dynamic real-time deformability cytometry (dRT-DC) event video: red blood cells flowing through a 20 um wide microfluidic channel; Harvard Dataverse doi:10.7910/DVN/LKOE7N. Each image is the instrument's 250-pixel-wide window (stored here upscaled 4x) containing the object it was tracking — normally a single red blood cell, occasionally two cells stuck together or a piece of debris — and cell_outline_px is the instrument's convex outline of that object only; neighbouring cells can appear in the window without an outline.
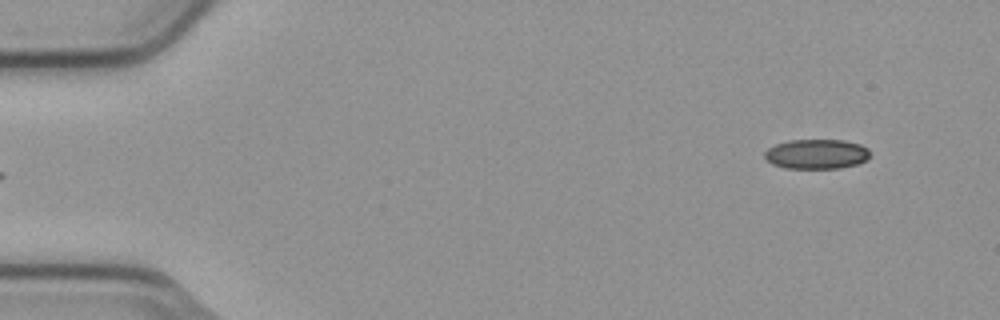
{"species": "common noctule bat (a hibernating species)", "species_latin": "Nyctalus noctula", "temperature_condition": "cold", "stored_images_in_passage": 6, "camera_frame_rate_fps": 3000, "um_per_image_px": 0.085, "animal": {"sex": "male", "body_mass_g": 23.1, "forearm_length_mm": 52.7}, "frame": {"image": 1, "passage_image": 6, "time_ms": 1.667, "image_size_px": [1000, 320], "cell_outline_px": [[868, 160], [856, 164], [840, 168], [784, 168], [772, 164], [764, 156], [764, 152], [768, 148], [776, 144], [788, 140], [844, 140], [860, 144], [868, 148]], "centroid_in_image_um": [69.4, 13.09], "position_along_channel_um": 15.6, "area_um2": 18.26}}